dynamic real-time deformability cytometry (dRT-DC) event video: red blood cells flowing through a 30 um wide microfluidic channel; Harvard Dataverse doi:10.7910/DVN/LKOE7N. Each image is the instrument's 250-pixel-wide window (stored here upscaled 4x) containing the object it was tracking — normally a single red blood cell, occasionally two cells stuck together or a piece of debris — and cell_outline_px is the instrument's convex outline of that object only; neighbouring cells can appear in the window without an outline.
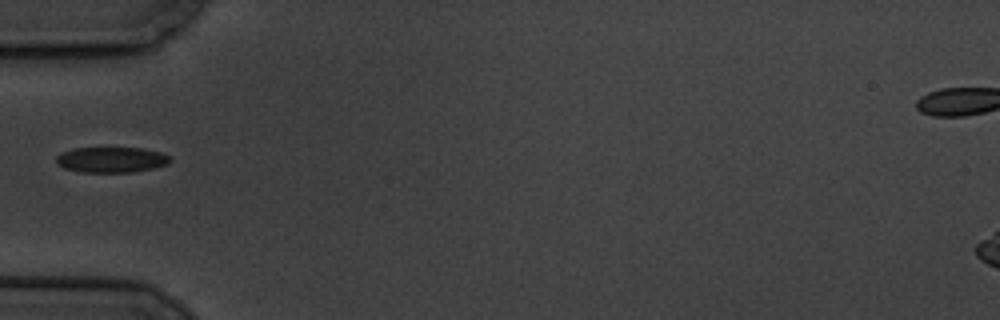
{"species": "common noctule bat (a hibernating species)", "species_latin": "Nyctalus noctula", "temperature_condition": "cold", "stored_images_in_passage": 10, "segment_of_instrument_passage": [2, 2], "camera_frame_rate_fps": 3000, "um_per_image_px": 0.085, "animal": {"sex": "male", "body_mass_g": 19.5, "forearm_length_mm": 54.6}, "frame": {"image": 1, "passage_image": 5, "time_ms": 4.667, "image_size_px": [1000, 320], "cell_outline_px": [[172, 160], [168, 164], [152, 168], [132, 172], [84, 172], [64, 168], [56, 164], [56, 156], [60, 152], [72, 148], [144, 148], [160, 152], [168, 156]], "centroid_in_image_um": [9.43, 13.57], "position_along_channel_um": 75.6, "area_um2": 16.99}}
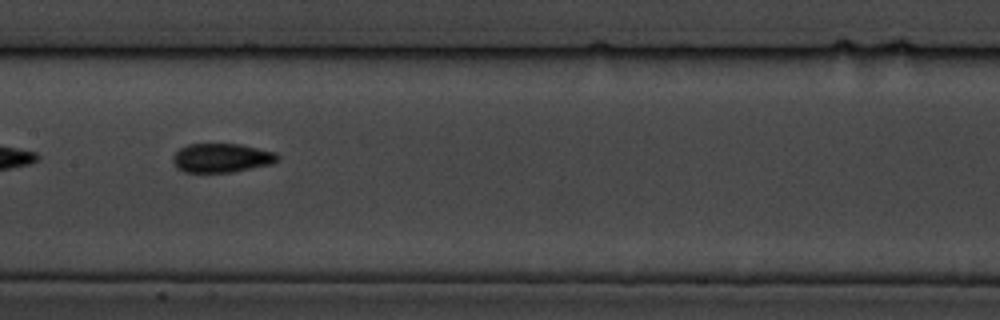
{"frame": {"image": 2, "passage_image": 8, "time_ms": 8.0, "image_size_px": [1000, 320], "cell_outline_px": [[280, 156], [272, 164], [232, 172], [184, 172], [176, 168], [172, 160], [172, 156], [180, 148], [188, 144], [240, 144], [276, 152]], "centroid_in_image_um": [18.82, 13.42], "position_along_channel_um": 188.6, "area_um2": 17.74}}
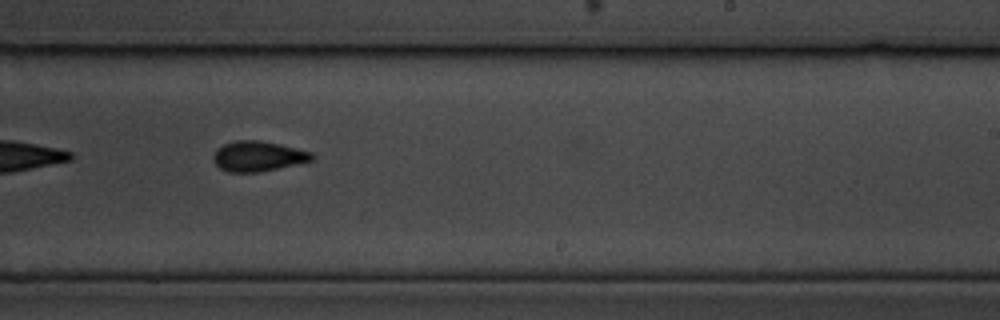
{"frame": {"image": 3, "passage_image": 10, "time_ms": 10.333, "image_size_px": [1000, 320], "cell_outline_px": [[316, 156], [312, 160], [260, 172], [228, 172], [220, 168], [212, 160], [212, 156], [224, 144], [236, 140], [260, 140], [280, 144], [312, 152]], "centroid_in_image_um": [21.94, 13.28], "position_along_channel_um": 267.1, "area_um2": 17.22}}